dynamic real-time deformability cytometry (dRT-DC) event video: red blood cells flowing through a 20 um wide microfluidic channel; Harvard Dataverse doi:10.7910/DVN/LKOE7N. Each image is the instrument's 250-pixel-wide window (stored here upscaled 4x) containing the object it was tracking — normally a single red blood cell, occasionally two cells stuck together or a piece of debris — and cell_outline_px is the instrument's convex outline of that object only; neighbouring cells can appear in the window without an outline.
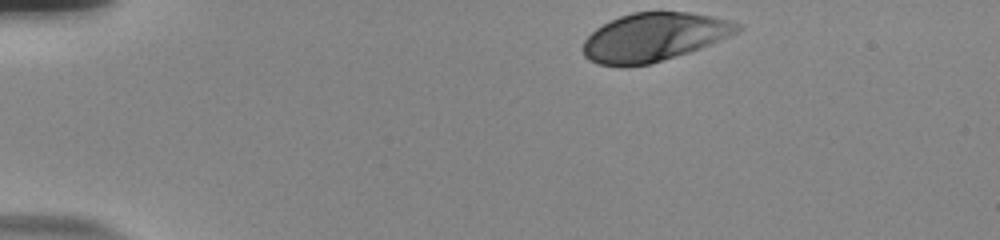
{"species": "human", "species_latin": "Homo sapiens", "temperature_condition": "room temperature", "stored_images_in_passage": 38, "camera_frame_rate_fps": 3000, "um_per_image_px": 0.085, "donor": {"sex": "male"}, "frame": {"image": 1, "passage_image": 1, "time_ms": 0.0, "image_size_px": [1000, 240], "cell_outline_px": [[744, 28], [728, 36], [700, 48], [652, 64], [596, 64], [588, 60], [584, 56], [584, 40], [596, 28], [620, 16], [632, 12], [688, 12], [728, 20], [740, 24]], "centroid_in_image_um": [55.58, 3.14], "position_along_channel_um": 29.4, "area_um2": 42.66}}
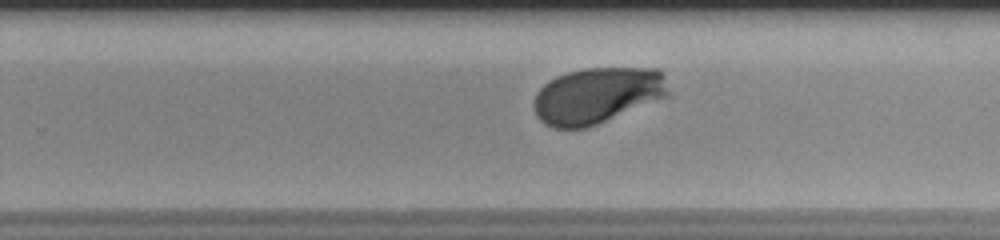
{"frame": {"image": 2, "passage_image": 28, "time_ms": 9.0, "image_size_px": [1000, 240], "cell_outline_px": [[668, 96], [596, 124], [584, 128], [552, 128], [544, 124], [536, 116], [532, 104], [536, 92], [544, 84], [556, 76], [568, 72], [584, 68], [656, 68], [664, 72], [668, 92]], "centroid_in_image_um": [50.72, 8.1], "position_along_channel_um": 279.1, "area_um2": 43.99}}
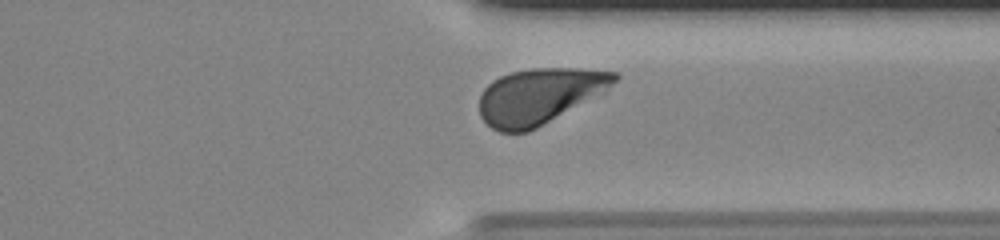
{"frame": {"image": 3, "passage_image": 35, "time_ms": 11.333, "image_size_px": [1000, 240], "cell_outline_px": [[620, 76], [604, 92], [536, 128], [528, 132], [500, 132], [492, 128], [480, 116], [480, 96], [484, 88], [492, 80], [500, 76], [512, 72], [532, 68], [576, 68], [620, 72]], "centroid_in_image_um": [45.84, 8.15], "position_along_channel_um": 365.6, "area_um2": 43.64}, "authors_computed_cell_mechanics": {"area_um2": 44.506, "velocity_mm_per_s": 3.6838, "shape_relaxation_time_tau1_ms": 2.1424, "shape_relaxation_time_tau2_ms": null, "deformation_change_tau1": 0.15, "deformation_change_tau2": null}}